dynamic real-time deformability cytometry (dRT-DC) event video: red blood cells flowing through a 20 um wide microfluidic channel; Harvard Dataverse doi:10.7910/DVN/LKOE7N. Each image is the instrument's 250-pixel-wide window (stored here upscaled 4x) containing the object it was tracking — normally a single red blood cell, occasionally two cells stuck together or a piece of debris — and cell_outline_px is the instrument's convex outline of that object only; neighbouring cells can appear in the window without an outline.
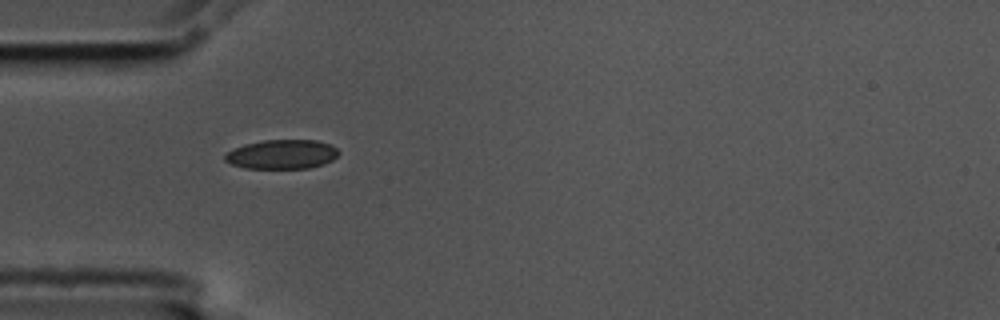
{"species": "common noctule bat (a hibernating species)", "species_latin": "Nyctalus noctula", "temperature_condition": "cold", "stored_images_in_passage": 5, "camera_frame_rate_fps": 3000, "um_per_image_px": 0.085, "animal": {"sex": "male", "body_mass_g": 17.5, "forearm_length_mm": 52.3}, "frame": {"image": 1, "passage_image": 5, "time_ms": 1.333, "image_size_px": [1000, 320], "cell_outline_px": [[340, 152], [332, 160], [324, 164], [308, 168], [244, 168], [232, 164], [224, 160], [224, 156], [228, 152], [244, 144], [264, 140], [316, 140], [328, 144], [336, 148]], "centroid_in_image_um": [23.97, 13.12], "position_along_channel_um": 61.0, "area_um2": 19.25}}